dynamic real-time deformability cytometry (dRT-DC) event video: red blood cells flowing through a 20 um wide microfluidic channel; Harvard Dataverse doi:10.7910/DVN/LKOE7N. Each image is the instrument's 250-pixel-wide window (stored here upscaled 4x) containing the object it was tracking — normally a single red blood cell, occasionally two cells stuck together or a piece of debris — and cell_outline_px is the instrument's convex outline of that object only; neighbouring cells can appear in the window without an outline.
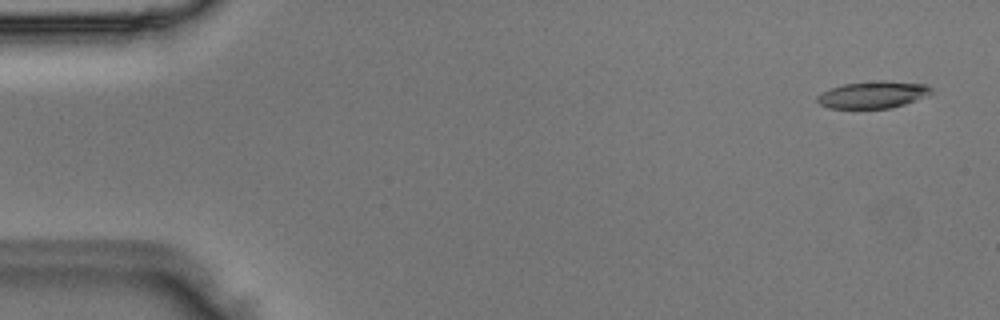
{"species": "Egyptian fruit bat (a non-hibernating species)", "species_latin": "Rousettus aegyptiacus", "temperature_condition": "room temperature", "stored_images_in_passage": 8, "camera_frame_rate_fps": 3000, "um_per_image_px": 0.085, "animal": {"sex": "male"}, "frame": {"image": 1, "passage_image": 1, "time_ms": 0.0, "image_size_px": [1000, 320], "cell_outline_px": [[932, 92], [924, 96], [904, 104], [888, 108], [828, 108], [820, 104], [816, 100], [816, 96], [832, 88], [844, 84], [880, 80], [884, 80], [928, 84], [932, 88]], "centroid_in_image_um": [74.2, 8.04], "position_along_channel_um": 10.8, "area_um2": 17.74}}
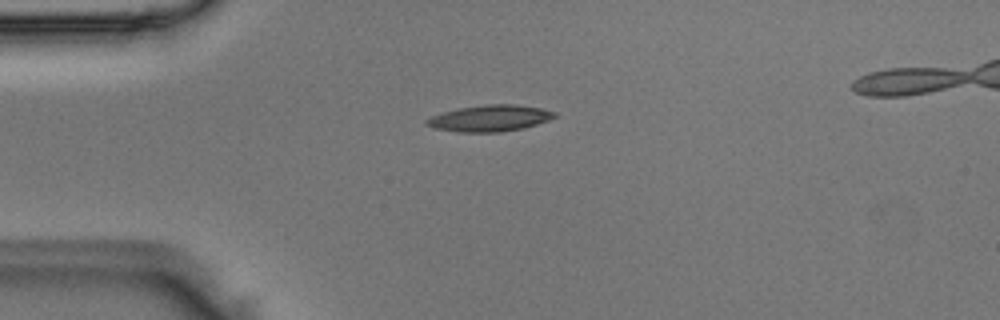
{"frame": {"image": 2, "passage_image": 4, "time_ms": 1.0, "image_size_px": [1000, 320], "cell_outline_px": [[556, 116], [548, 120], [524, 128], [500, 132], [456, 132], [432, 128], [424, 124], [424, 120], [432, 116], [456, 108], [484, 104], [516, 104], [540, 108], [556, 112]], "centroid_in_image_um": [41.58, 10.05], "position_along_channel_um": 43.4, "area_um2": 19.83}}